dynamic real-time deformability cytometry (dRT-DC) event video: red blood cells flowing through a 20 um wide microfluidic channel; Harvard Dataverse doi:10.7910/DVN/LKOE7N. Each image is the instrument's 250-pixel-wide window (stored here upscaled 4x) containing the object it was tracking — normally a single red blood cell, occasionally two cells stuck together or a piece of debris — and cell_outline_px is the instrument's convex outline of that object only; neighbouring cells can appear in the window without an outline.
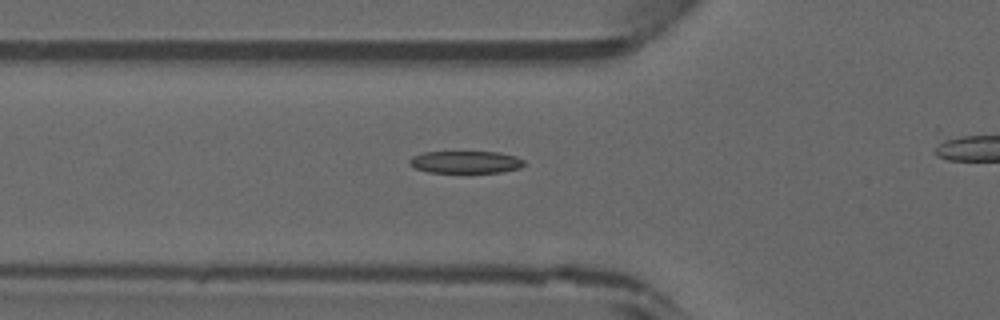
{"species": "common noctule bat (a hibernating species)", "species_latin": "Nyctalus noctula", "temperature_condition": "warm", "stored_images_in_passage": 39, "camera_frame_rate_fps": 3000, "um_per_image_px": 0.085, "animal": {"sex": "male", "forearm_length_mm": 52.5}, "frame": {"image": 1, "passage_image": 17, "time_ms": 5.333, "image_size_px": [1000, 320], "cell_outline_px": [[524, 164], [520, 168], [504, 172], [428, 172], [416, 168], [408, 164], [408, 160], [412, 156], [424, 152], [500, 152], [516, 156], [524, 160]], "centroid_in_image_um": [39.58, 13.77], "position_along_channel_um": 86.2, "area_um2": 14.91}}